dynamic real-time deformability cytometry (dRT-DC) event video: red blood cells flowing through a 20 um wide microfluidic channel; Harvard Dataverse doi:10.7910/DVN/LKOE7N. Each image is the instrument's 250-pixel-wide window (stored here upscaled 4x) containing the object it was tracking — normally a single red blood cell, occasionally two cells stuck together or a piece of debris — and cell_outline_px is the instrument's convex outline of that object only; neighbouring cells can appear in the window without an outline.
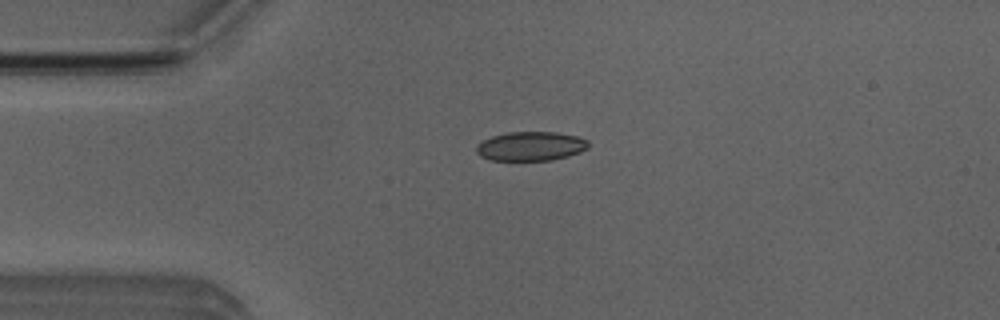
{"species": "Egyptian fruit bat (a non-hibernating species)", "species_latin": "Rousettus aegyptiacus", "temperature_condition": "room temperature", "stored_images_in_passage": 28, "camera_frame_rate_fps": 3000, "um_per_image_px": 0.085, "animal": {"sex": "male"}, "frame": {"image": 1, "passage_image": 12, "time_ms": 3.667, "image_size_px": [1000, 320], "cell_outline_px": [[588, 148], [580, 152], [568, 156], [552, 160], [488, 160], [480, 156], [476, 152], [476, 144], [492, 136], [508, 132], [556, 132], [576, 136], [588, 140]], "centroid_in_image_um": [45.1, 12.43], "position_along_channel_um": 39.9, "area_um2": 19.07}}
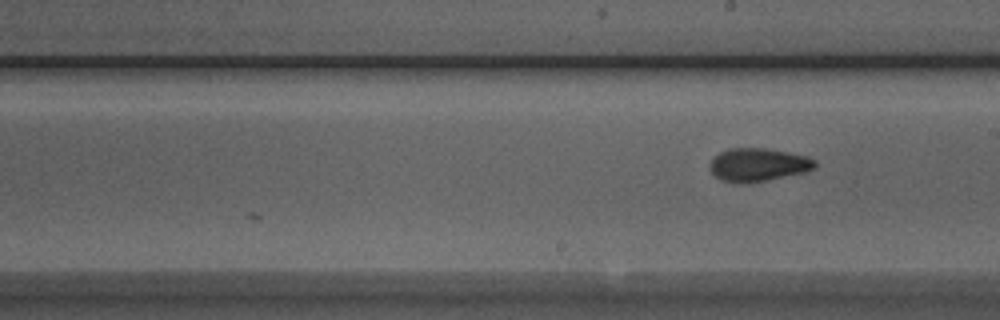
{"frame": {"image": 2, "passage_image": 28, "time_ms": 9.0, "image_size_px": [1000, 320], "cell_outline_px": [[816, 168], [804, 172], [768, 180], [744, 184], [736, 184], [720, 180], [712, 172], [712, 156], [728, 148], [764, 148], [808, 156], [816, 160]], "centroid_in_image_um": [64.44, 14.01], "position_along_channel_um": 224.6, "area_um2": 20.4}}